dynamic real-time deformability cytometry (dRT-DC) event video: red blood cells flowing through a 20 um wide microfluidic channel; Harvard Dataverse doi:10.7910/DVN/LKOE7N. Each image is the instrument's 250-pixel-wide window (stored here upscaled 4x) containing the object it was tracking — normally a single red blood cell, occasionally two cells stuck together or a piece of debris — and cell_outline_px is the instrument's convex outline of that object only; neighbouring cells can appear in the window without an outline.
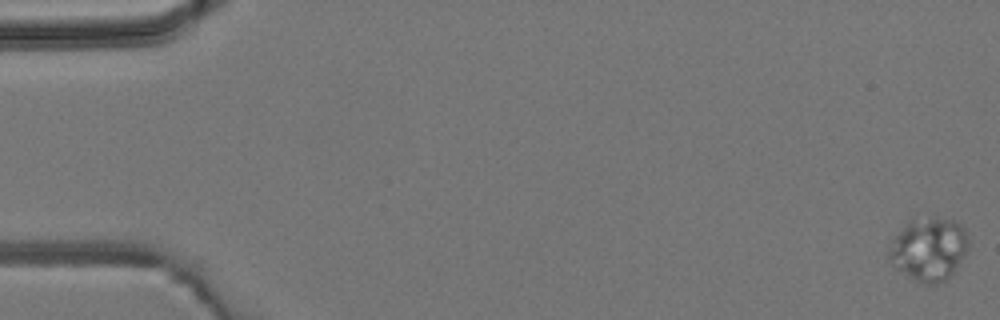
{"species": "common noctule bat (a hibernating species)", "species_latin": "Nyctalus noctula", "temperature_condition": "room temperature", "stored_images_in_passage": 4, "camera_frame_rate_fps": 3000, "um_per_image_px": 0.085, "animal": {"sex": "male", "body_mass_g": 19.2, "forearm_length_mm": 51.8}, "frame": {"image": 1, "passage_image": 1, "time_ms": 0.0, "image_size_px": [1000, 320], "cell_outline_px": [[968, 248], [964, 256], [948, 280], [940, 284], [928, 284], [916, 280], [896, 268], [888, 260], [888, 248], [892, 240], [908, 220], [952, 220], [960, 224], [964, 228], [968, 236]], "centroid_in_image_um": [78.95, 21.22], "position_along_channel_um": 6.0, "area_um2": 28.84}}
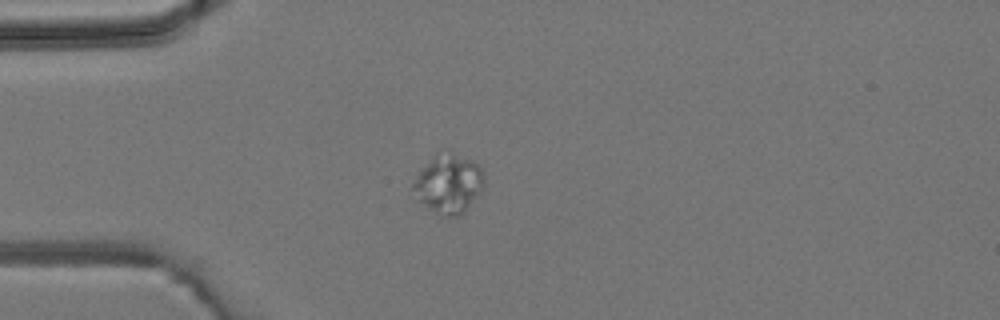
{"frame": {"image": 2, "passage_image": 4, "time_ms": 4.333, "image_size_px": [1000, 320], "cell_outline_px": [[484, 184], [480, 192], [464, 212], [460, 216], [440, 216], [420, 200], [412, 188], [412, 184], [416, 176], [432, 156], [452, 156], [468, 160], [480, 164], [484, 172]], "centroid_in_image_um": [38.16, 15.69], "position_along_channel_um": 46.8, "area_um2": 23.35}}